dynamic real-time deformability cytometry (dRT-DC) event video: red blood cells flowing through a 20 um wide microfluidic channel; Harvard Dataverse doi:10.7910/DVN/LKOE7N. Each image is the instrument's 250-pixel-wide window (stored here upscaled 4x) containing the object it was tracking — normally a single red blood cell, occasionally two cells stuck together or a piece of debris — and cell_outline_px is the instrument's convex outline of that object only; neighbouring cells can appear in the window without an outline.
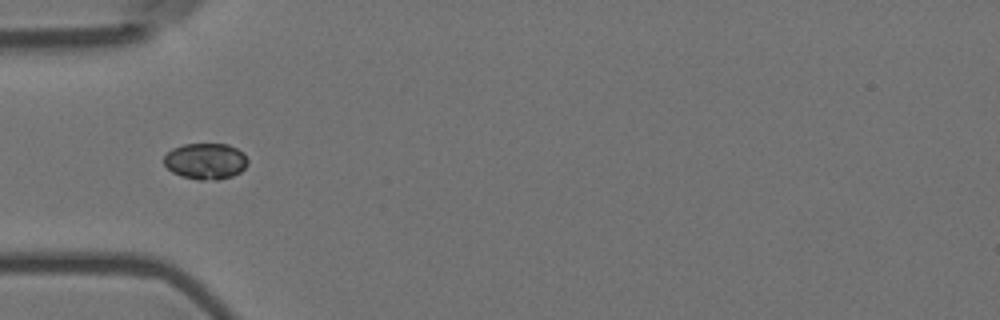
{"species": "Egyptian fruit bat (a non-hibernating species)", "species_latin": "Rousettus aegyptiacus", "temperature_condition": "room temperature", "stored_images_in_passage": 8, "camera_frame_rate_fps": 3000, "um_per_image_px": 0.085, "animal": {"sex": "female"}, "frame": {"image": 1, "passage_image": 5, "time_ms": 1.333, "image_size_px": [1000, 320], "cell_outline_px": [[248, 164], [240, 172], [232, 176], [216, 180], [196, 180], [180, 176], [172, 172], [164, 164], [164, 156], [172, 148], [184, 144], [228, 144], [236, 148], [248, 160]], "centroid_in_image_um": [17.45, 13.71], "position_along_channel_um": 67.5, "area_um2": 17.69}}
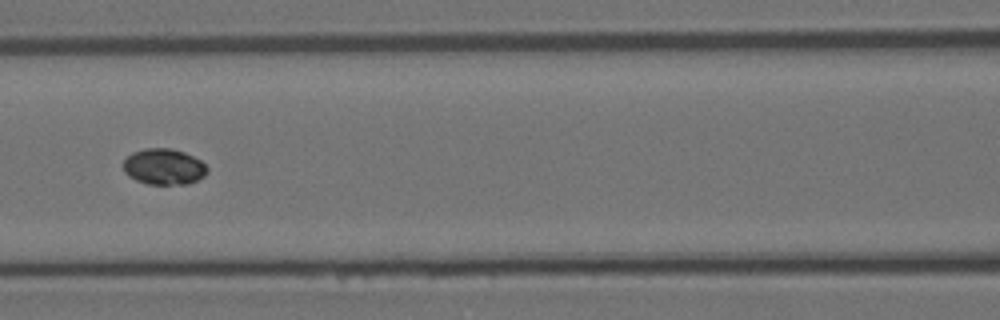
{"frame": {"image": 2, "passage_image": 7, "time_ms": 2.0, "image_size_px": [1000, 320], "cell_outline_px": [[208, 172], [204, 176], [188, 184], [148, 184], [136, 180], [128, 176], [124, 172], [124, 160], [132, 152], [144, 148], [172, 148], [184, 152], [200, 160], [208, 168]], "centroid_in_image_um": [13.92, 14.16], "position_along_channel_um": 152.7, "area_um2": 17.63}}
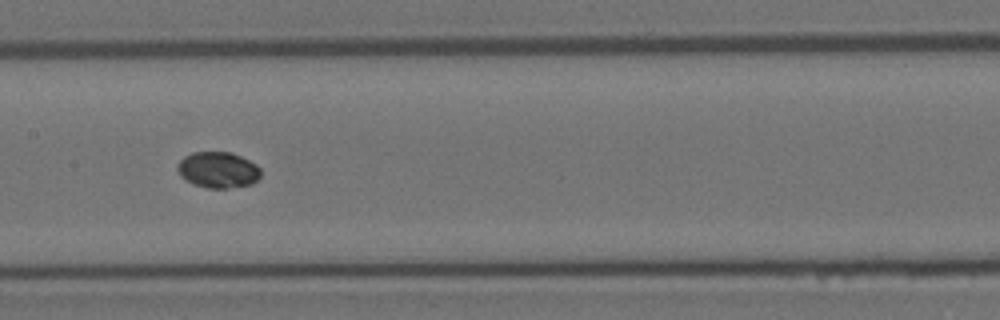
{"frame": {"image": 3, "passage_image": 8, "time_ms": 2.333, "image_size_px": [1000, 320], "cell_outline_px": [[260, 176], [252, 184], [228, 188], [208, 188], [196, 184], [180, 176], [176, 168], [176, 164], [184, 156], [192, 152], [232, 152], [256, 164], [260, 168]], "centroid_in_image_um": [18.52, 14.43], "position_along_channel_um": 188.9, "area_um2": 17.46}}